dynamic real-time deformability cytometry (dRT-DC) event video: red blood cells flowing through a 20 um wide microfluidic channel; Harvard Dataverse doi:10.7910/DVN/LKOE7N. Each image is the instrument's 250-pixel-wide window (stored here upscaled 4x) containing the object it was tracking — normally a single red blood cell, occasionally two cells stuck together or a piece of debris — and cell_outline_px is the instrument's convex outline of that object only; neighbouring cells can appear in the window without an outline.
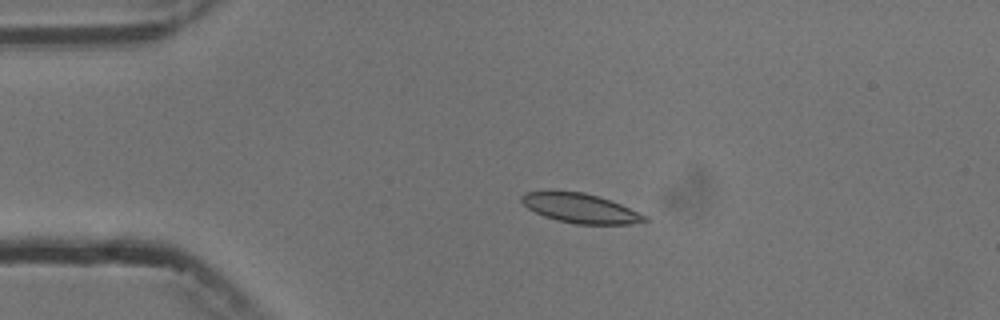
{"species": "common noctule bat (a hibernating species)", "species_latin": "Nyctalus noctula", "temperature_condition": "cold", "stored_images_in_passage": 5, "camera_frame_rate_fps": 3000, "um_per_image_px": 0.085, "animal": {"sex": "male", "body_mass_g": 13.3}, "frame": {"image": 1, "passage_image": 4, "time_ms": 3.667, "image_size_px": [1000, 320], "cell_outline_px": [[648, 220], [644, 224], [576, 224], [556, 220], [544, 216], [528, 208], [520, 200], [520, 196], [524, 192], [584, 192], [620, 204], [648, 216]], "centroid_in_image_um": [49.38, 17.73], "position_along_channel_um": 35.6, "area_um2": 20.92}}